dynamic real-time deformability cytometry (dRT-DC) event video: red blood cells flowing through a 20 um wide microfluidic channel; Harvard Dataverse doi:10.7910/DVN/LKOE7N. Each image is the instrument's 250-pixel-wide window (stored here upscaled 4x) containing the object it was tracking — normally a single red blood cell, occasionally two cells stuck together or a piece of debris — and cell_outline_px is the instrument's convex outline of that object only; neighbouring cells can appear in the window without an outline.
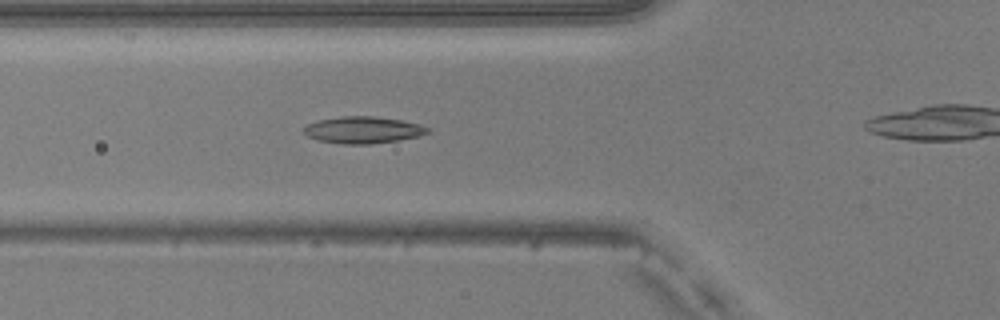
{"species": "common noctule bat (a hibernating species)", "species_latin": "Nyctalus noctula", "temperature_condition": "warm", "stored_images_in_passage": 28, "camera_frame_rate_fps": 3000, "um_per_image_px": 0.085, "animal": {"sex": "male", "body_mass_g": 20.5, "forearm_length_mm": 52.5}, "frame": {"image": 1, "passage_image": 5, "time_ms": 1.333, "image_size_px": [1000, 320], "cell_outline_px": [[428, 132], [416, 136], [400, 140], [372, 144], [344, 144], [316, 140], [308, 136], [304, 132], [304, 128], [308, 124], [316, 120], [344, 116], [376, 116], [400, 120], [420, 124], [428, 128]], "centroid_in_image_um": [30.82, 11.04], "position_along_channel_um": 95.0, "area_um2": 19.25}}
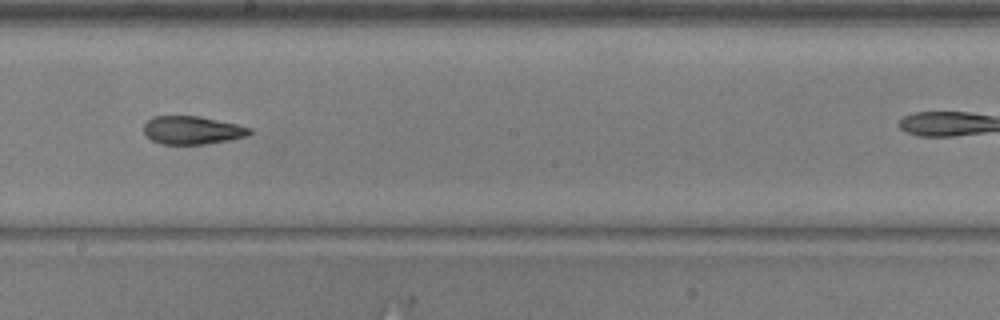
{"frame": {"image": 2, "passage_image": 15, "time_ms": 4.667, "image_size_px": [1000, 320], "cell_outline_px": [[252, 132], [248, 136], [208, 144], [160, 144], [152, 140], [144, 132], [144, 124], [152, 116], [200, 116], [236, 124], [252, 128]], "centroid_in_image_um": [16.35, 11.07], "position_along_channel_um": 231.8, "area_um2": 17.4}}
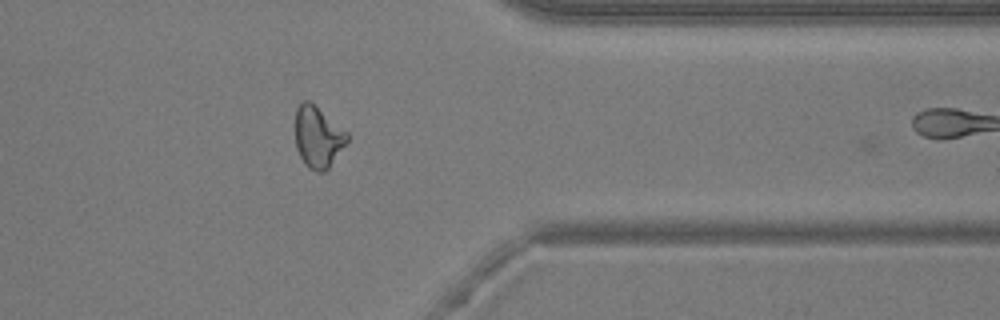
{"frame": {"image": 3, "passage_image": 27, "time_ms": 8.667, "image_size_px": [1000, 320], "cell_outline_px": [[348, 140], [328, 168], [324, 172], [316, 172], [308, 168], [304, 164], [296, 148], [296, 108], [304, 100], [308, 100], [348, 132]], "centroid_in_image_um": [27.01, 11.66], "position_along_channel_um": 384.4, "area_um2": 18.32}}